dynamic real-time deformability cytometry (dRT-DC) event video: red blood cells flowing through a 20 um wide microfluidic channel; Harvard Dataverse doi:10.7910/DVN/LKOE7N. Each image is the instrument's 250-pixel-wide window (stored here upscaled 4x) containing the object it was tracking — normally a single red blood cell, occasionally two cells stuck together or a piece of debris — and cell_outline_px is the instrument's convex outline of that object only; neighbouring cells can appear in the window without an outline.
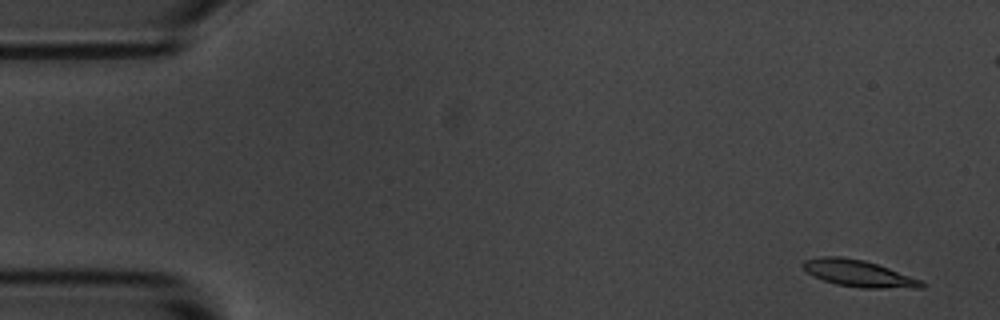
{"species": "common noctule bat (a hibernating species)", "species_latin": "Nyctalus noctula", "temperature_condition": "room temperature", "stored_images_in_passage": 5, "camera_frame_rate_fps": 3000, "um_per_image_px": 0.085, "animal": {"sex": "male", "body_mass_g": 20.1, "forearm_length_mm": 53.5}, "frame": {"image": 1, "passage_image": 1, "time_ms": 0.0, "image_size_px": [1000, 320], "cell_outline_px": [[928, 284], [924, 288], [860, 288], [836, 284], [812, 276], [800, 264], [804, 260], [820, 256], [840, 256], [864, 260], [888, 268], [920, 280]], "centroid_in_image_um": [72.96, 23.24], "position_along_channel_um": 12.0, "area_um2": 18.44}}